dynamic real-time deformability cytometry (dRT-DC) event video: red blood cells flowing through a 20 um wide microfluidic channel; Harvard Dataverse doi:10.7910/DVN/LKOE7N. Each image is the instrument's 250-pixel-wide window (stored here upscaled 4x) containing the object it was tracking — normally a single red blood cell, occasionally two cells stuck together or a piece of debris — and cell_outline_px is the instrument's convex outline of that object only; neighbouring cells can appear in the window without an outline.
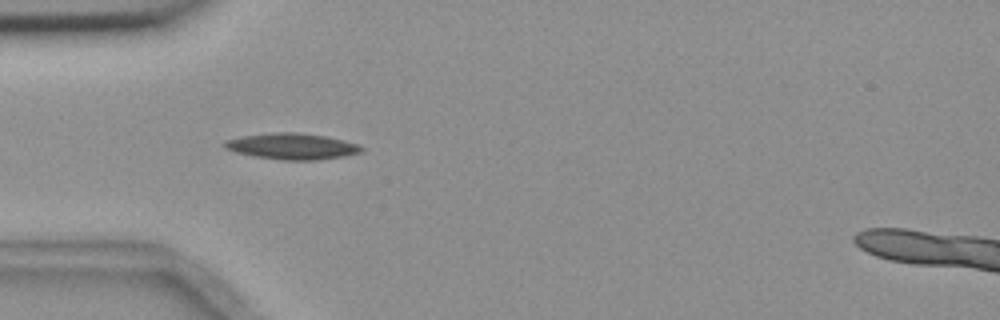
{"species": "common noctule bat (a hibernating species)", "species_latin": "Nyctalus noctula", "temperature_condition": "room temperature", "stored_images_in_passage": 2, "camera_frame_rate_fps": 3000, "um_per_image_px": 0.085, "animal": {"sex": "female", "body_mass_g": 18.4}, "frame": {"image": 1, "passage_image": 1, "time_ms": 0.0, "image_size_px": [1000, 320], "cell_outline_px": [[364, 148], [360, 152], [344, 156], [316, 160], [280, 160], [252, 156], [236, 152], [224, 148], [224, 140], [244, 136], [280, 132], [296, 132], [324, 136], [344, 140], [356, 144]], "centroid_in_image_um": [24.8, 12.44], "position_along_channel_um": 60.2, "area_um2": 20.63}}